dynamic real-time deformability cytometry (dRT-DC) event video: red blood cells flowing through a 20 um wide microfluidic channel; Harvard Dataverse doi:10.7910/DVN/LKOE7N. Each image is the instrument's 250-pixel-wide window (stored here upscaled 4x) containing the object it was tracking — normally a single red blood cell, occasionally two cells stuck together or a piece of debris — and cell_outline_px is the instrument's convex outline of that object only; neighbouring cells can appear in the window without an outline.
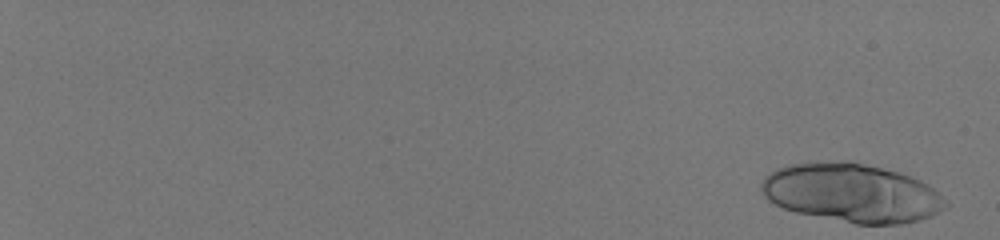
{"species": "human", "species_latin": "Homo sapiens", "temperature_condition": "room temperature", "stored_images_in_passage": 25, "camera_frame_rate_fps": 3000, "um_per_image_px": 0.085, "donor": {"sex": "male"}, "frame": {"image": 1, "passage_image": 1, "time_ms": 0.0, "image_size_px": [1000, 240], "cell_outline_px": [[948, 204], [936, 212], [928, 216], [916, 220], [900, 224], [856, 224], [796, 212], [784, 208], [768, 200], [760, 188], [760, 184], [764, 176], [776, 168], [788, 164], [844, 160], [852, 160], [896, 172], [920, 180], [928, 184]], "centroid_in_image_um": [72.32, 16.38], "position_along_channel_um": 12.7, "area_um2": 62.54}}
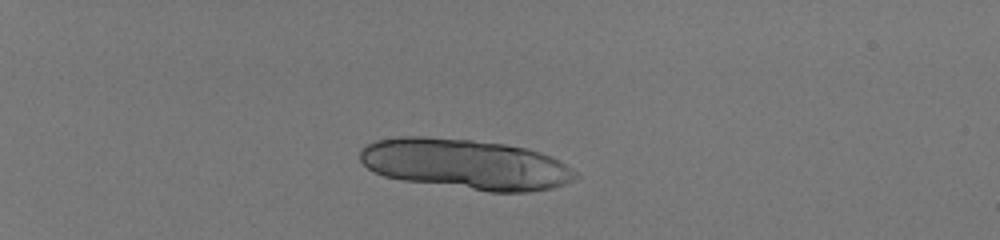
{"frame": {"image": 2, "passage_image": 17, "time_ms": 5.333, "image_size_px": [1000, 240], "cell_outline_px": [[580, 176], [564, 184], [552, 188], [528, 192], [488, 192], [404, 180], [384, 176], [368, 168], [360, 160], [360, 148], [376, 140], [400, 136], [428, 136], [472, 140], [504, 144], [524, 148], [540, 152], [552, 156], [560, 160], [572, 168]], "centroid_in_image_um": [39.58, 13.95], "position_along_channel_um": 45.4, "area_um2": 63.46}}